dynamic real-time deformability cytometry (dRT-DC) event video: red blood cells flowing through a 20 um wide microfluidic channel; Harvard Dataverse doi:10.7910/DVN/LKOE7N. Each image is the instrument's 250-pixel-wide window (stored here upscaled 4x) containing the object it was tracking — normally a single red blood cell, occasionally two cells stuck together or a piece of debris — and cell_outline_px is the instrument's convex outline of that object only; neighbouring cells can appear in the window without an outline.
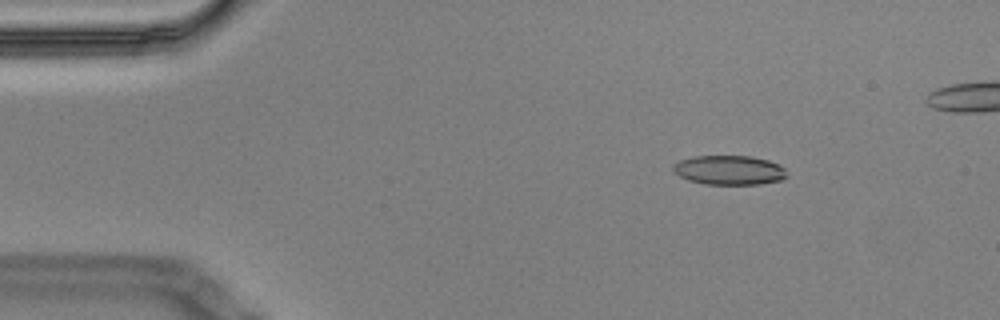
{"species": "Egyptian fruit bat (a non-hibernating species)", "species_latin": "Rousettus aegyptiacus", "temperature_condition": "cold", "stored_images_in_passage": 6, "camera_frame_rate_fps": 3000, "um_per_image_px": 0.085, "animal": {"sex": "male"}, "frame": {"image": 1, "passage_image": 3, "time_ms": 0.667, "image_size_px": [1000, 320], "cell_outline_px": [[788, 176], [780, 180], [760, 184], [704, 184], [688, 180], [680, 176], [672, 168], [672, 164], [680, 160], [692, 156], [752, 156], [768, 160], [780, 164], [784, 168]], "centroid_in_image_um": [61.99, 14.45], "position_along_channel_um": 23.0, "area_um2": 19.54}}